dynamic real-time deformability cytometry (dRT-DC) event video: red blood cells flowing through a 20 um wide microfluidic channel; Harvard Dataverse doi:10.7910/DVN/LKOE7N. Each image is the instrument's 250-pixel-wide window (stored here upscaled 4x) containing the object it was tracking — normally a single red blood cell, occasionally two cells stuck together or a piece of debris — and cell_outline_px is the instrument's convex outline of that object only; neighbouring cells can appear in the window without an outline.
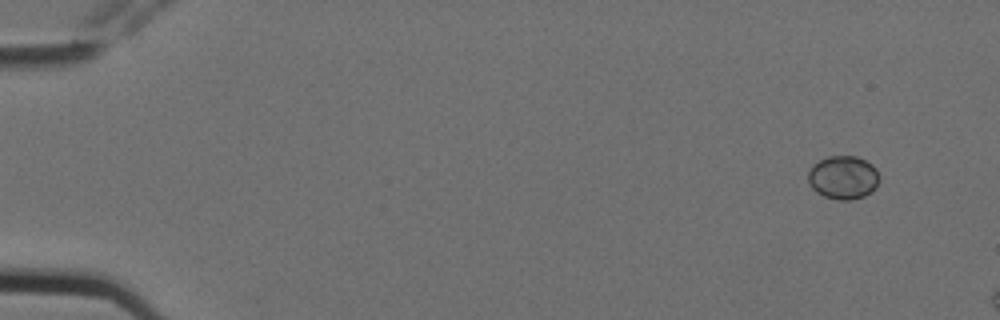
{"species": "Egyptian fruit bat (a non-hibernating species)", "species_latin": "Rousettus aegyptiacus", "temperature_condition": "cold", "stored_images_in_passage": 3, "camera_frame_rate_fps": 3000, "um_per_image_px": 0.085, "animal": {"sex": "female"}, "frame": {"image": 1, "passage_image": 1, "time_ms": 0.0, "image_size_px": [1000, 320], "cell_outline_px": [[880, 180], [876, 188], [872, 192], [864, 196], [852, 200], [836, 200], [824, 196], [816, 192], [812, 188], [808, 180], [808, 172], [820, 160], [828, 156], [856, 156], [872, 164], [876, 168], [880, 176]], "centroid_in_image_um": [71.71, 15.1], "position_along_channel_um": 13.3, "area_um2": 18.15}}